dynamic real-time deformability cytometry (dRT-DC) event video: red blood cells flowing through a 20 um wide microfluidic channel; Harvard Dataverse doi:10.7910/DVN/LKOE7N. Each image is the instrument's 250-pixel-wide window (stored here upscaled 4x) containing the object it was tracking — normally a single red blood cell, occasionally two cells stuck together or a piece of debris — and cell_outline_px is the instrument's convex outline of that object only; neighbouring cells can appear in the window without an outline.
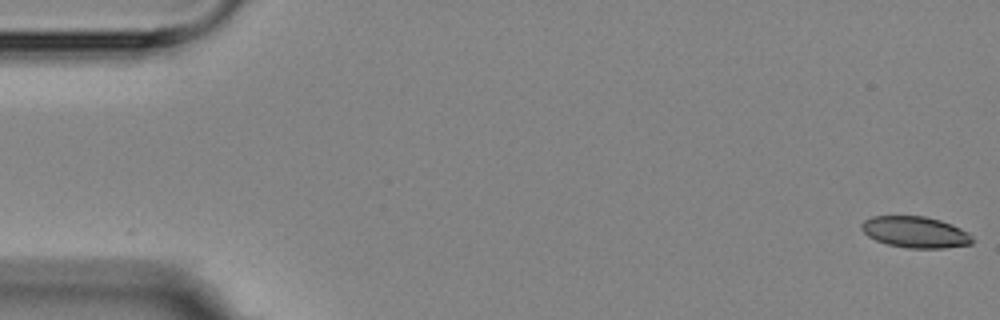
{"species": "Egyptian fruit bat (a non-hibernating species)", "species_latin": "Rousettus aegyptiacus", "temperature_condition": "room temperature", "stored_images_in_passage": 5, "camera_frame_rate_fps": 3000, "um_per_image_px": 0.085, "animal": {"sex": "female"}, "frame": {"image": 1, "passage_image": 1, "time_ms": 0.0, "image_size_px": [1000, 320], "cell_outline_px": [[976, 240], [972, 244], [944, 248], [908, 248], [888, 244], [876, 240], [868, 236], [860, 228], [860, 224], [864, 220], [872, 216], [924, 216], [940, 220], [952, 224], [968, 232]], "centroid_in_image_um": [77.82, 19.73], "position_along_channel_um": 7.2, "area_um2": 20.35}}
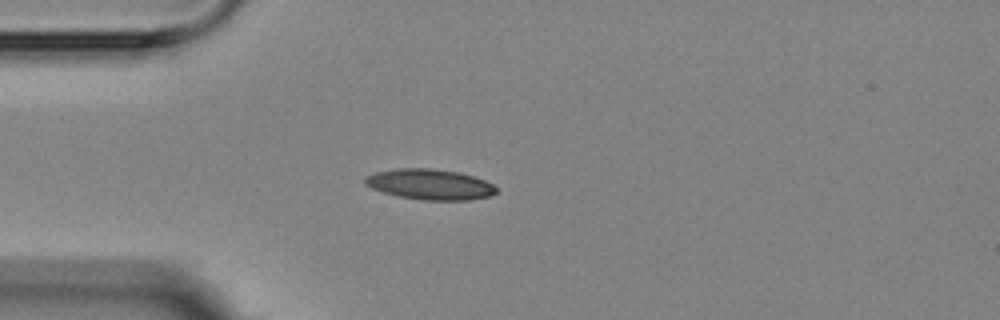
{"frame": {"image": 2, "passage_image": 5, "time_ms": 4.667, "image_size_px": [1000, 320], "cell_outline_px": [[496, 192], [488, 196], [468, 200], [424, 200], [400, 196], [384, 192], [372, 188], [364, 184], [364, 176], [376, 172], [396, 168], [432, 168], [460, 172], [484, 180], [492, 184], [496, 188]], "centroid_in_image_um": [36.51, 15.66], "position_along_channel_um": 48.5, "area_um2": 23.24}}